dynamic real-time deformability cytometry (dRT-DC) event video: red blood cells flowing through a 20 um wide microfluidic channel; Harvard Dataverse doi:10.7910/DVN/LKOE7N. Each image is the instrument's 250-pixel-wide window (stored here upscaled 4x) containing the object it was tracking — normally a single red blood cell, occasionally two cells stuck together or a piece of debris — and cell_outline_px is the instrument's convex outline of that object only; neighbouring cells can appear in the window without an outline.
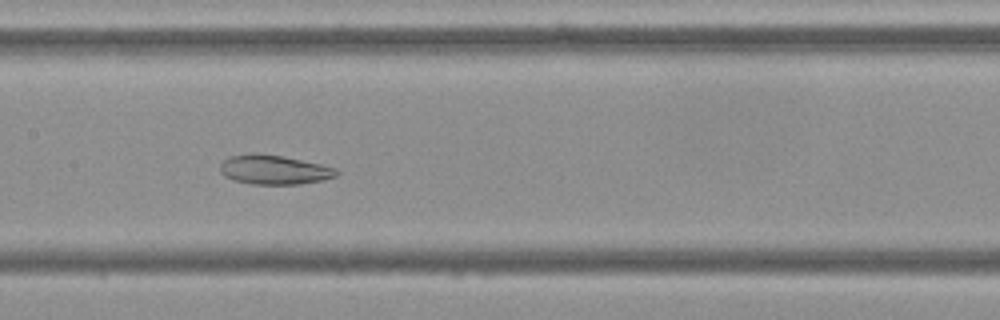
{"species": "Egyptian fruit bat (a non-hibernating species)", "species_latin": "Rousettus aegyptiacus", "temperature_condition": "cold", "stored_images_in_passage": 46, "camera_frame_rate_fps": 3000, "um_per_image_px": 0.085, "frame": {"image": 1, "passage_image": 18, "time_ms": 5.667, "image_size_px": [1000, 320], "cell_outline_px": [[340, 172], [336, 176], [324, 180], [300, 184], [252, 184], [232, 180], [224, 176], [220, 172], [220, 164], [228, 156], [248, 152], [252, 152], [280, 156], [320, 164], [336, 168]], "centroid_in_image_um": [23.26, 14.42], "position_along_channel_um": 184.1, "area_um2": 20.06}}
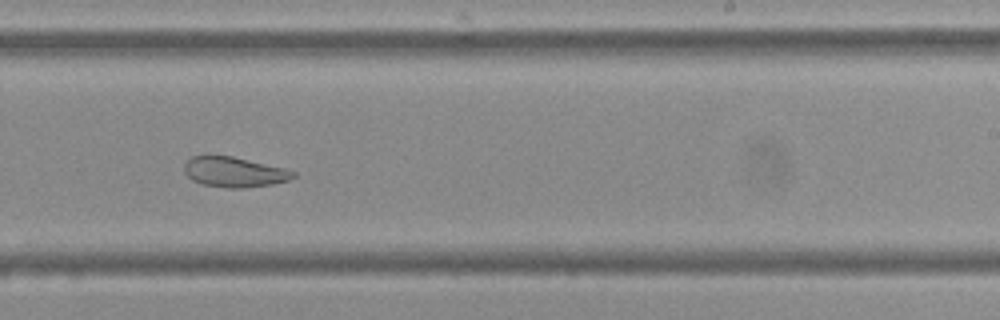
{"frame": {"image": 2, "passage_image": 25, "time_ms": 8.0, "image_size_px": [1000, 320], "cell_outline_px": [[296, 176], [288, 180], [272, 184], [240, 188], [228, 188], [204, 184], [192, 180], [184, 172], [184, 164], [192, 156], [232, 156], [284, 168], [296, 172]], "centroid_in_image_um": [19.91, 14.62], "position_along_channel_um": 269.1, "area_um2": 18.9}}
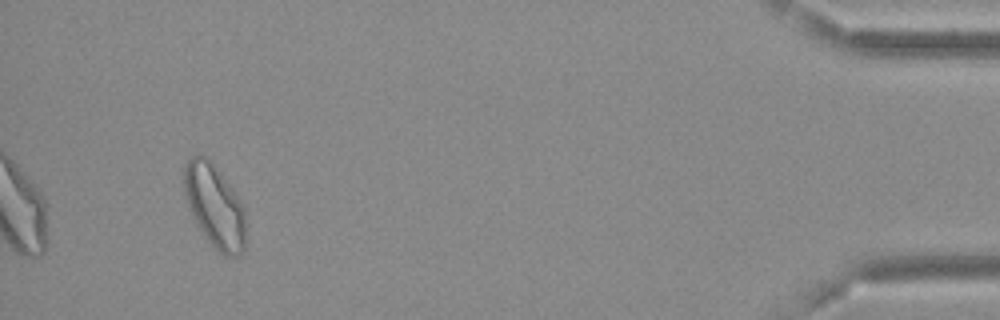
{"frame": {"image": 3, "passage_image": 43, "time_ms": 14.0, "image_size_px": [1000, 320], "cell_outline_px": [[244, 252], [240, 256], [224, 256], [208, 240], [196, 224], [188, 208], [184, 192], [184, 164], [192, 156], [204, 156], [216, 168], [236, 192], [244, 204]], "centroid_in_image_um": [18.24, 17.53], "position_along_channel_um": 417.0, "area_um2": 29.71}, "authors_computed_cell_mechanics": {"area_um2": 23.987, "velocity_mm_per_s": 3.6647, "shape_relaxation_time_tau1_ms": null, "shape_relaxation_time_tau2_ms": 5.3281, "deformation_change_tau1": null, "deformation_change_tau2": 0.1192}}